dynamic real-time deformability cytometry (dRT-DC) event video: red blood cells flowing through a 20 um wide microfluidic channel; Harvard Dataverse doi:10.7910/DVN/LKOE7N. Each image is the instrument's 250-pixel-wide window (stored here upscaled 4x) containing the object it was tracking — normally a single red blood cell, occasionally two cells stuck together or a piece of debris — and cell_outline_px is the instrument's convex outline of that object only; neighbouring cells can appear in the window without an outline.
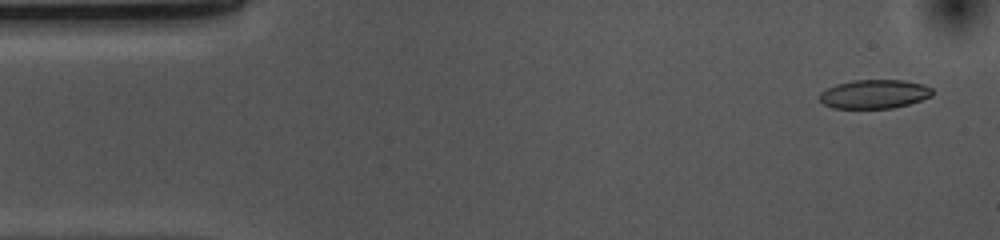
{"species": "common noctule bat (a hibernating species)", "species_latin": "Nyctalus noctula", "temperature_condition": "cold", "stored_images_in_passage": 52, "camera_frame_rate_fps": 3000, "um_per_image_px": 0.085, "animal": {"sex": "female", "body_mass_g": 10.0, "forearm_length_mm": 53.1}, "frame": {"image": 1, "passage_image": 2, "time_ms": 0.333, "image_size_px": [1000, 240], "cell_outline_px": [[932, 96], [908, 104], [892, 108], [832, 108], [824, 104], [820, 100], [820, 92], [836, 84], [852, 80], [904, 80], [924, 84], [932, 88]], "centroid_in_image_um": [74.32, 7.99], "position_along_channel_um": 10.7, "area_um2": 18.96}}
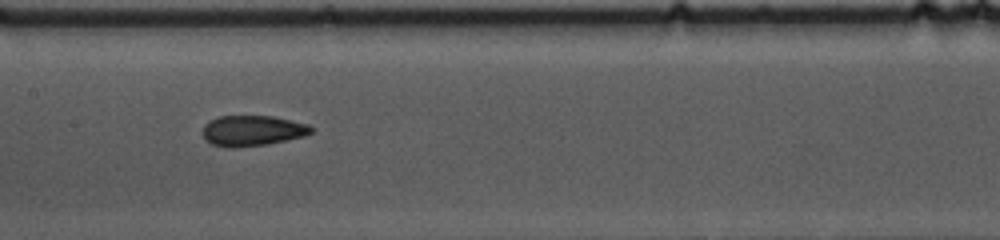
{"frame": {"image": 2, "passage_image": 24, "time_ms": 7.667, "image_size_px": [1000, 240], "cell_outline_px": [[312, 132], [304, 136], [268, 144], [232, 148], [228, 148], [212, 144], [204, 140], [204, 124], [208, 120], [220, 116], [272, 116], [308, 124], [312, 128]], "centroid_in_image_um": [21.42, 11.11], "position_along_channel_um": 186.0, "area_um2": 19.31}}
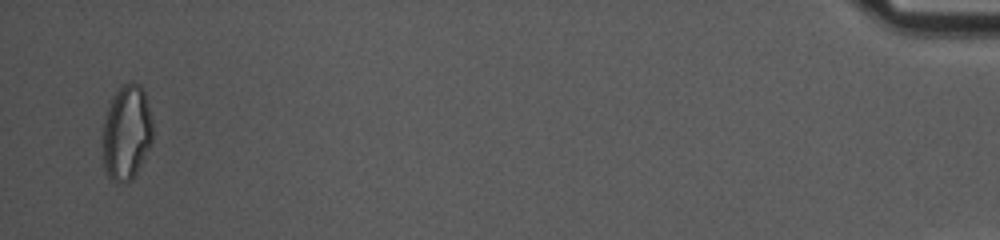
{"frame": {"image": 3, "passage_image": 51, "time_ms": 16.667, "image_size_px": [1000, 240], "cell_outline_px": [[152, 140], [132, 180], [124, 184], [116, 184], [108, 176], [104, 168], [104, 120], [112, 96], [120, 84], [128, 80], [132, 80], [140, 84], [144, 92], [152, 120]], "centroid_in_image_um": [10.75, 11.23], "position_along_channel_um": 424.4, "area_um2": 27.74}, "authors_computed_cell_mechanics": {"area_um2": 19.7676, "velocity_mm_per_s": 3.6868, "shape_relaxation_time_tau1_ms": 9.6983, "shape_relaxation_time_tau2_ms": 2.3754, "deformation_change_tau1": 0.1975, "deformation_change_tau2": 0.0708}}